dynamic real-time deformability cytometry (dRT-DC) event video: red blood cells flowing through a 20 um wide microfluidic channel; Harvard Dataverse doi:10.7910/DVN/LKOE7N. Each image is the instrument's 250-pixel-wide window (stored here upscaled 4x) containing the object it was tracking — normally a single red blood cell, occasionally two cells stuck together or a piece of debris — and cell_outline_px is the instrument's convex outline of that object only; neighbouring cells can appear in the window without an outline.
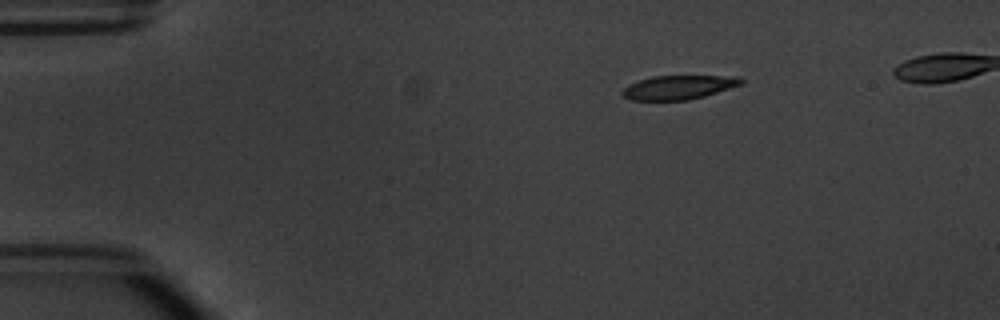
{"species": "common noctule bat (a hibernating species)", "species_latin": "Nyctalus noctula", "temperature_condition": "warm", "stored_images_in_passage": 3, "camera_frame_rate_fps": 3000, "um_per_image_px": 0.085, "animal": {"sex": "male", "body_mass_g": 20.1, "forearm_length_mm": 53.5}, "frame": {"image": 1, "passage_image": 3, "time_ms": 3.333, "image_size_px": [1000, 320], "cell_outline_px": [[744, 84], [704, 96], [688, 100], [632, 100], [624, 96], [620, 92], [624, 88], [640, 80], [652, 76], [740, 76], [744, 80]], "centroid_in_image_um": [57.74, 7.42], "position_along_channel_um": 27.3, "area_um2": 16.53}}